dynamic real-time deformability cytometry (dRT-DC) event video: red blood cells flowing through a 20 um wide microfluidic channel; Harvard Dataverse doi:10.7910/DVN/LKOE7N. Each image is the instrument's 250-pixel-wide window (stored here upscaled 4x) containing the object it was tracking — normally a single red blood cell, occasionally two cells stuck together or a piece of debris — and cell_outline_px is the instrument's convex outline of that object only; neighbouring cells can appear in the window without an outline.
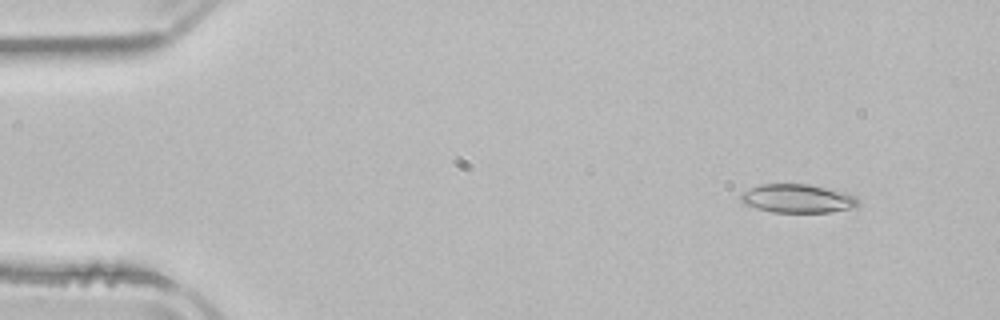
{"species": "common noctule bat (a hibernating species)", "species_latin": "Nyctalus noctula", "temperature_condition": "room temperature", "stored_images_in_passage": 6, "camera_frame_rate_fps": 3000, "um_per_image_px": 0.085, "animal": {"sex": "male", "body_mass_g": 21.5, "forearm_length_mm": 52.0}, "frame": {"image": 1, "passage_image": 2, "time_ms": 1.0, "image_size_px": [1000, 320], "cell_outline_px": [[860, 204], [856, 208], [832, 212], [772, 212], [756, 208], [744, 204], [740, 200], [740, 192], [760, 184], [808, 184], [844, 192], [856, 196], [860, 200]], "centroid_in_image_um": [67.81, 16.88], "position_along_channel_um": 17.2, "area_um2": 19.83}}
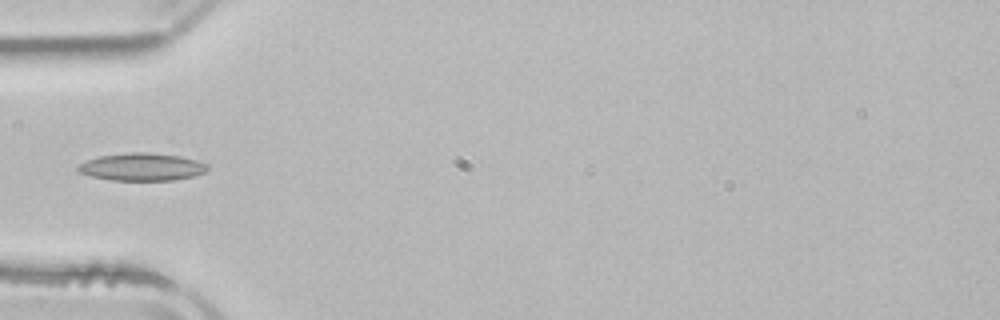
{"frame": {"image": 2, "passage_image": 5, "time_ms": 5.0, "image_size_px": [1000, 320], "cell_outline_px": [[208, 168], [204, 172], [196, 176], [176, 180], [108, 180], [92, 176], [80, 172], [76, 168], [76, 164], [100, 156], [132, 152], [148, 152], [180, 156], [196, 160], [208, 164]], "centroid_in_image_um": [12.07, 14.19], "position_along_channel_um": 72.9, "area_um2": 20.87}}
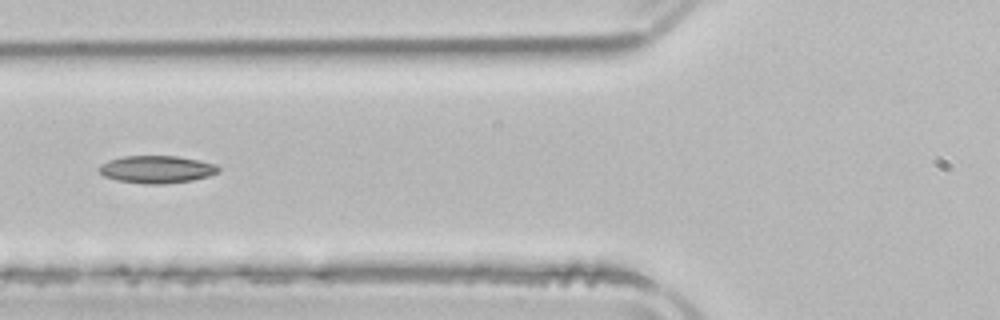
{"frame": {"image": 3, "passage_image": 6, "time_ms": 6.0, "image_size_px": [1000, 320], "cell_outline_px": [[220, 172], [208, 176], [192, 180], [164, 184], [144, 184], [116, 180], [104, 176], [100, 172], [100, 164], [108, 160], [120, 156], [176, 156], [216, 164], [220, 168]], "centroid_in_image_um": [13.31, 14.4], "position_along_channel_um": 112.5, "area_um2": 19.13}}